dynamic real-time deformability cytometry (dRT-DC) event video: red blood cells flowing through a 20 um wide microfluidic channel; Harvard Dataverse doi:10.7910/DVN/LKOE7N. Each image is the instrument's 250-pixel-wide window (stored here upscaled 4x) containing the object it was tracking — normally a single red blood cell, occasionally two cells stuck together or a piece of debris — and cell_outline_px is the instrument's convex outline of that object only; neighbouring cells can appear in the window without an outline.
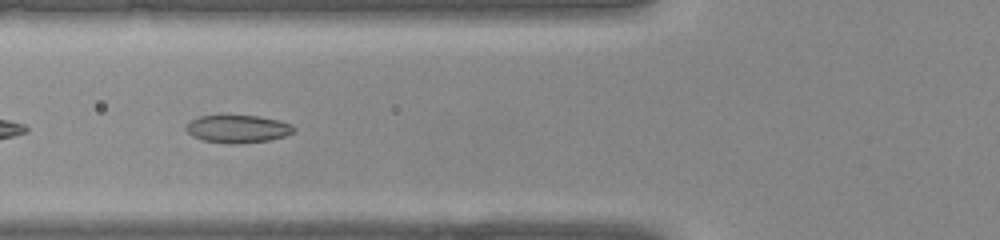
{"species": "common noctule bat (a hibernating species)", "species_latin": "Nyctalus noctula", "temperature_condition": "warm", "stored_images_in_passage": 30, "camera_frame_rate_fps": 3000, "um_per_image_px": 0.085, "animal": {"sex": "female", "body_mass_g": 22.0, "forearm_length_mm": 56.7}, "frame": {"image": 1, "passage_image": 5, "time_ms": 1.333, "image_size_px": [1000, 240], "cell_outline_px": [[296, 128], [292, 132], [284, 136], [268, 140], [236, 144], [232, 144], [204, 140], [192, 136], [184, 128], [192, 120], [200, 116], [256, 116], [280, 120], [292, 124]], "centroid_in_image_um": [20.22, 10.96], "position_along_channel_um": 105.6, "area_um2": 17.17}}
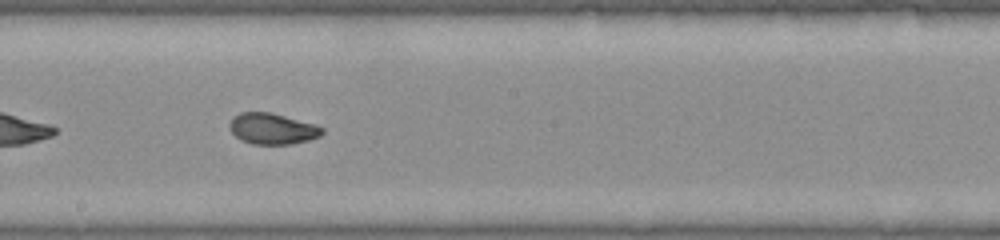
{"frame": {"image": 2, "passage_image": 12, "time_ms": 3.667, "image_size_px": [1000, 240], "cell_outline_px": [[324, 132], [320, 136], [308, 140], [292, 144], [252, 144], [240, 140], [228, 128], [228, 124], [240, 112], [272, 112], [316, 124], [324, 128]], "centroid_in_image_um": [23.17, 10.94], "position_along_channel_um": 225.0, "area_um2": 16.88}}
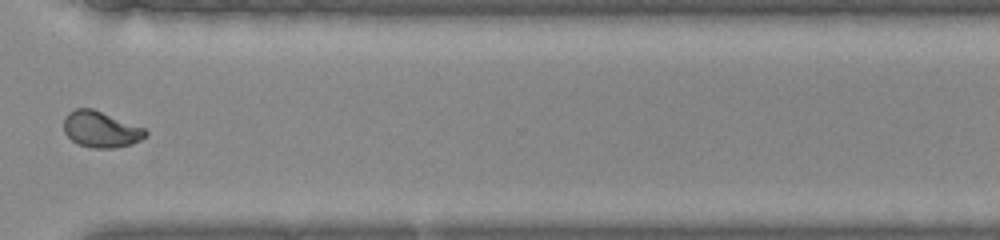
{"frame": {"image": 3, "passage_image": 20, "time_ms": 6.333, "image_size_px": [1000, 240], "cell_outline_px": [[148, 136], [132, 144], [112, 148], [92, 148], [76, 144], [64, 132], [64, 116], [68, 112], [76, 108], [92, 108], [144, 128], [148, 132]], "centroid_in_image_um": [8.56, 11.0], "position_along_channel_um": 362.0, "area_um2": 17.28}}